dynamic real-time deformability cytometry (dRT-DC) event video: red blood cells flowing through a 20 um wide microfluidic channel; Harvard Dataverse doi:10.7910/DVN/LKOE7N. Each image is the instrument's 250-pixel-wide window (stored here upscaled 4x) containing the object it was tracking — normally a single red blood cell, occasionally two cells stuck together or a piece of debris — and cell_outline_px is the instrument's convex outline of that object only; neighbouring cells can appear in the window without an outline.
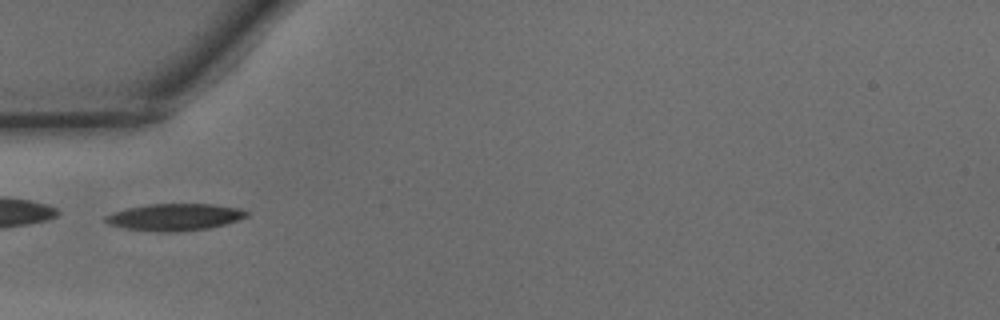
{"species": "common noctule bat (a hibernating species)", "species_latin": "Nyctalus noctula", "temperature_condition": "warm", "stored_images_in_passage": 34, "camera_frame_rate_fps": 3000, "um_per_image_px": 0.085, "animal": {"sex": "male", "body_mass_g": 15.6}, "frame": {"image": 1, "passage_image": 1, "time_ms": 0.0, "image_size_px": [1000, 320], "cell_outline_px": [[248, 216], [224, 224], [208, 228], [176, 232], [156, 232], [124, 228], [108, 224], [104, 220], [104, 216], [112, 212], [128, 208], [148, 204], [216, 204], [240, 208], [248, 212]], "centroid_in_image_um": [14.82, 18.45], "position_along_channel_um": 70.2, "area_um2": 22.2}, "authors_computed_cell_mechanics": {"area_um2": 21.1548, "velocity_mm_per_s": 4.1776, "shape_relaxation_time_tau1_ms": 3.9358, "shape_relaxation_time_tau2_ms": 2.8392, "deformation_change_tau1": 0.174, "deformation_change_tau2": 0.1017}}